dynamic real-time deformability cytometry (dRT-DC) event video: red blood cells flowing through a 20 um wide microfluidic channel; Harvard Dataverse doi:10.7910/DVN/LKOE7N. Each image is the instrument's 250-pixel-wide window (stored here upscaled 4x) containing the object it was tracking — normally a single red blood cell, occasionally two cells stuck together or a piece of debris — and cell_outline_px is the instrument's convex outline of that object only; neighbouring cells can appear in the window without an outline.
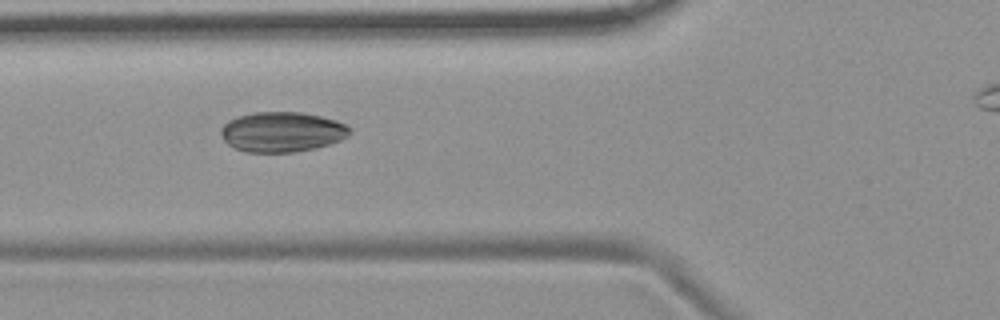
{"species": "common noctule bat (a hibernating species)", "species_latin": "Nyctalus noctula", "temperature_condition": "room temperature", "stored_images_in_passage": 7, "camera_frame_rate_fps": 3000, "um_per_image_px": 0.085, "animal": {"sex": "female", "body_mass_g": 19.9}, "frame": {"image": 1, "passage_image": 6, "time_ms": 5.667, "image_size_px": [1000, 320], "cell_outline_px": [[352, 132], [348, 136], [340, 140], [316, 148], [296, 152], [244, 152], [228, 144], [224, 140], [220, 132], [220, 128], [228, 120], [236, 116], [252, 112], [300, 112], [320, 116], [336, 120], [348, 124], [352, 128]], "centroid_in_image_um": [23.98, 11.2], "position_along_channel_um": 101.8, "area_um2": 30.4}}